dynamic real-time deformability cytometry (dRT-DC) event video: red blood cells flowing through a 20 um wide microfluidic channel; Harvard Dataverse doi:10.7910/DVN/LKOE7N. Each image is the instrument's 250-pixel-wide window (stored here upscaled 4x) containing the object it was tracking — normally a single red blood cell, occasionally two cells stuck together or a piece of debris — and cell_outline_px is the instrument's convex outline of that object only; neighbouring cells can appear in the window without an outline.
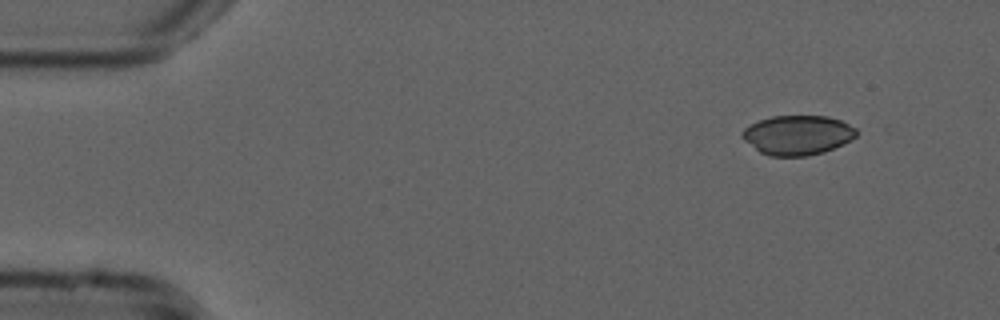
{"species": "common noctule bat (a hibernating species)", "species_latin": "Nyctalus noctula", "temperature_condition": "cold", "stored_images_in_passage": 10, "camera_frame_rate_fps": 3000, "um_per_image_px": 0.085, "animal": {"sex": "male", "forearm_length_mm": 52.5}, "frame": {"image": 1, "passage_image": 1, "time_ms": 0.0, "image_size_px": [1000, 320], "cell_outline_px": [[860, 132], [852, 140], [824, 152], [808, 156], [768, 156], [760, 152], [744, 140], [740, 136], [740, 132], [744, 128], [760, 120], [772, 116], [828, 116], [840, 120], [856, 128]], "centroid_in_image_um": [67.81, 11.48], "position_along_channel_um": 17.2, "area_um2": 26.47}}